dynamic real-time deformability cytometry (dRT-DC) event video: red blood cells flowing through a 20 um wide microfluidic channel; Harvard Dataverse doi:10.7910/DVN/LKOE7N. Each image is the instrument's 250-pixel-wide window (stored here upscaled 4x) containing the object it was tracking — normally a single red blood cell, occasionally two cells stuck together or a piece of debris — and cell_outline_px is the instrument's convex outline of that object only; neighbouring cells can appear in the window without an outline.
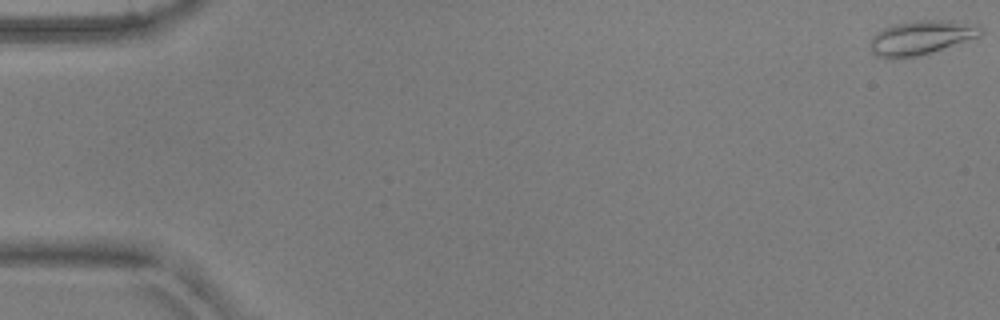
{"species": "common noctule bat (a hibernating species)", "species_latin": "Nyctalus noctula", "temperature_condition": "warm", "stored_images_in_passage": 53, "camera_frame_rate_fps": 3000, "um_per_image_px": 0.085, "animal": {"sex": "male", "body_mass_g": 17.9, "forearm_length_mm": 54.2}, "frame": {"image": 1, "passage_image": 1, "time_ms": 0.0, "image_size_px": [1000, 320], "cell_outline_px": [[984, 32], [980, 36], [920, 56], [892, 60], [876, 56], [872, 52], [872, 36], [876, 32], [892, 24], [916, 20], [944, 20], [980, 24], [984, 28]], "centroid_in_image_um": [78.32, 3.2], "position_along_channel_um": 6.7, "area_um2": 22.37}}
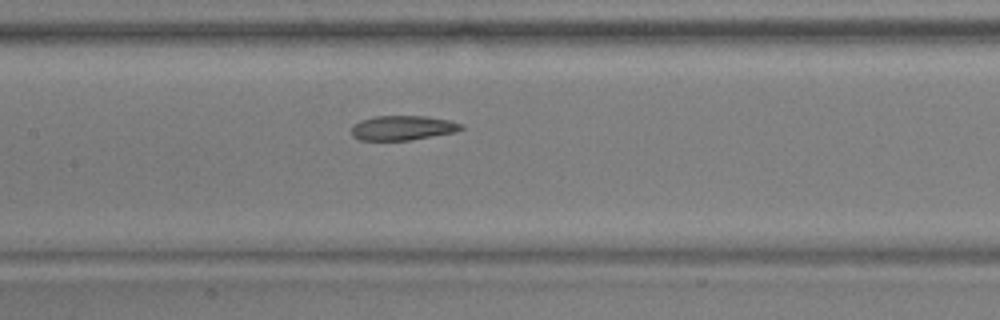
{"frame": {"image": 2, "passage_image": 26, "time_ms": 8.333, "image_size_px": [1000, 320], "cell_outline_px": [[464, 128], [456, 132], [408, 140], [360, 140], [352, 136], [352, 124], [360, 120], [372, 116], [428, 116], [448, 120], [464, 124]], "centroid_in_image_um": [34.22, 10.86], "position_along_channel_um": 173.2, "area_um2": 15.84}}
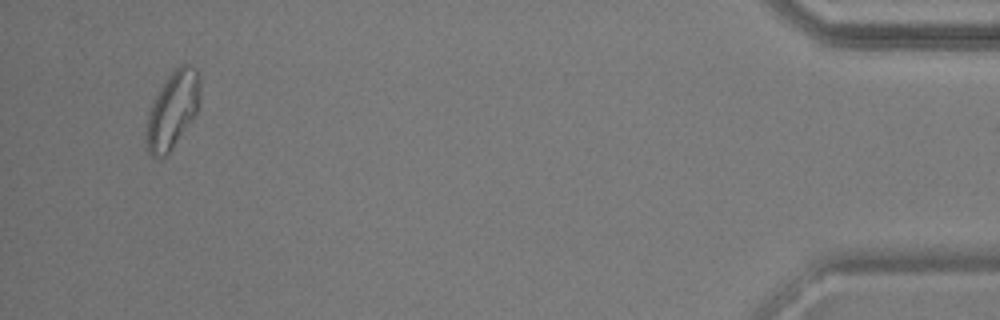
{"frame": {"image": 3, "passage_image": 51, "time_ms": 16.667, "image_size_px": [1000, 320], "cell_outline_px": [[200, 92], [196, 112], [168, 152], [164, 156], [152, 156], [148, 148], [144, 132], [144, 128], [148, 112], [160, 88], [168, 76], [180, 64], [188, 64], [196, 68], [200, 76]], "centroid_in_image_um": [14.65, 9.29], "position_along_channel_um": 420.6, "area_um2": 23.52}, "authors_computed_cell_mechanics": {"area_um2": 18.0336, "velocity_mm_per_s": 3.8415, "shape_relaxation_time_tau1_ms": 5.5171, "shape_relaxation_time_tau2_ms": 3.1652, "deformation_change_tau1": 0.1632, "deformation_change_tau2": 0.0837}}